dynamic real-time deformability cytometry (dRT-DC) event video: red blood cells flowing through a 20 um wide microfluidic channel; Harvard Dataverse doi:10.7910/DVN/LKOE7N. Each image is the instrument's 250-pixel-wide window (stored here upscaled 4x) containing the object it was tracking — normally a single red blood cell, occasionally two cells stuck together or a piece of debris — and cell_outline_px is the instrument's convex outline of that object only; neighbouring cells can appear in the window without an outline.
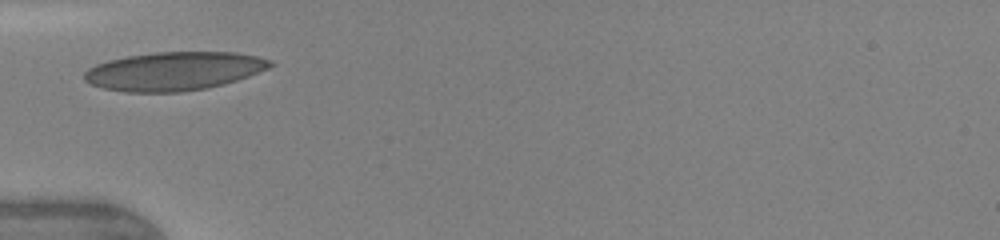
{"species": "human", "species_latin": "Homo sapiens", "temperature_condition": "warm", "stored_images_in_passage": 36, "camera_frame_rate_fps": 3000, "um_per_image_px": 0.085, "donor": {"sex": "female"}, "frame": {"image": 1, "passage_image": 1, "time_ms": 0.0, "image_size_px": [1000, 240], "cell_outline_px": [[276, 64], [268, 68], [248, 76], [224, 84], [208, 88], [180, 92], [124, 92], [104, 88], [92, 84], [84, 80], [84, 72], [88, 68], [96, 64], [108, 60], [128, 56], [156, 52], [236, 52], [256, 56], [272, 60]], "centroid_in_image_um": [14.8, 6.04], "position_along_channel_um": 70.2, "area_um2": 41.79}}
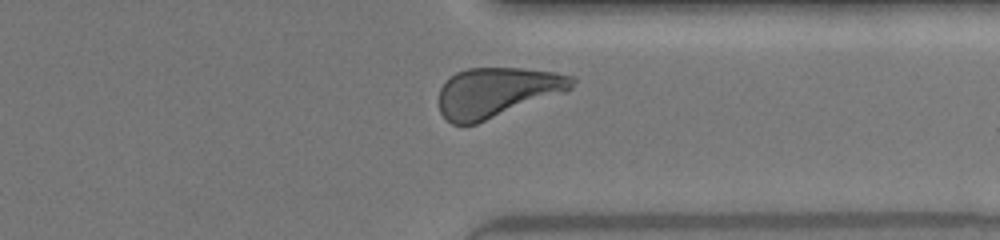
{"frame": {"image": 2, "passage_image": 31, "time_ms": 7.0, "image_size_px": [1000, 240], "cell_outline_px": [[576, 80], [572, 88], [564, 92], [476, 124], [452, 124], [440, 112], [440, 88], [456, 72], [468, 68], [520, 68], [556, 72], [576, 76]], "centroid_in_image_um": [42.27, 7.83], "position_along_channel_um": 369.1, "area_um2": 38.26}, "authors_computed_cell_mechanics": {"area_um2": 38.2058, "velocity_mm_per_s": 4.268, "shape_relaxation_time_tau1_ms": 2.2363, "shape_relaxation_time_tau2_ms": null, "deformation_change_tau1": 0.1332, "deformation_change_tau2": null}}